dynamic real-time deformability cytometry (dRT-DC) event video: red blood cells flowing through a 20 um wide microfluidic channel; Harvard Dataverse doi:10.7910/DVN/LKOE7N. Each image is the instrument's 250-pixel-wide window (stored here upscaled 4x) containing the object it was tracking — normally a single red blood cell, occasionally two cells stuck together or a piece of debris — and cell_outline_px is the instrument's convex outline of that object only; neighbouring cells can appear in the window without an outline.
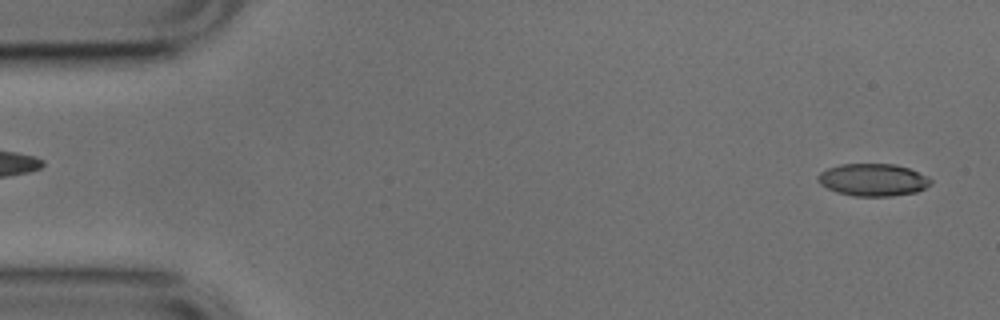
{"species": "common noctule bat (a hibernating species)", "species_latin": "Nyctalus noctula", "temperature_condition": "cold", "stored_images_in_passage": 4, "segment_of_instrument_passage": [2, 2], "camera_frame_rate_fps": 3000, "um_per_image_px": 0.085, "animal": {"sex": "male", "body_mass_g": 17.9, "forearm_length_mm": 54.2}, "frame": {"image": 1, "passage_image": 4, "time_ms": 1.0, "image_size_px": [1000, 320], "cell_outline_px": [[932, 184], [916, 192], [892, 196], [852, 196], [836, 192], [820, 184], [816, 180], [816, 176], [820, 172], [828, 168], [840, 164], [896, 164], [908, 168], [928, 176], [932, 180]], "centroid_in_image_um": [74.19, 15.28], "position_along_channel_um": 10.8, "area_um2": 21.44}}